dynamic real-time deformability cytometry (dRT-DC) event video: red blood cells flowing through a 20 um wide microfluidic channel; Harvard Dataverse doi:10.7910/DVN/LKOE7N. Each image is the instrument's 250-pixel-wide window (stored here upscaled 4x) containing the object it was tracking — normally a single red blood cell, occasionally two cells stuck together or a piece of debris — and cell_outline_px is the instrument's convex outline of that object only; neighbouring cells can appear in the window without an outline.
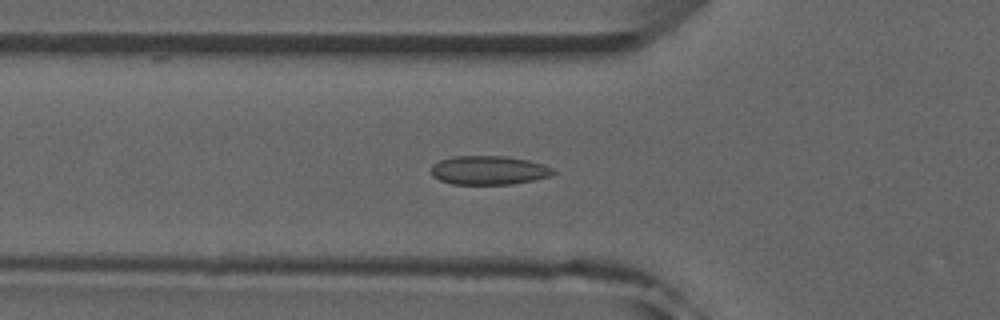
{"species": "common noctule bat (a hibernating species)", "species_latin": "Nyctalus noctula", "temperature_condition": "room temperature", "stored_images_in_passage": 52, "camera_frame_rate_fps": 3000, "um_per_image_px": 0.085, "animal": {"sex": "male", "forearm_length_mm": 52.5}, "frame": {"image": 1, "passage_image": 18, "time_ms": 5.667, "image_size_px": [1000, 320], "cell_outline_px": [[556, 172], [548, 176], [532, 180], [512, 184], [452, 184], [440, 180], [432, 176], [432, 164], [440, 160], [456, 156], [504, 156], [528, 160], [544, 164], [552, 168]], "centroid_in_image_um": [41.53, 14.47], "position_along_channel_um": 84.3, "area_um2": 20.4}}
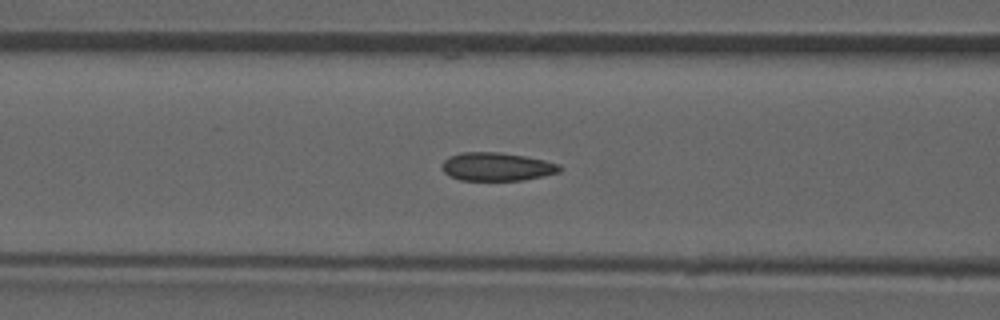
{"frame": {"image": 2, "passage_image": 21, "time_ms": 6.667, "image_size_px": [1000, 320], "cell_outline_px": [[564, 168], [560, 172], [524, 180], [460, 180], [448, 176], [440, 168], [440, 164], [448, 156], [460, 152], [496, 152], [524, 156], [544, 160], [560, 164]], "centroid_in_image_um": [42.19, 14.17], "position_along_channel_um": 124.4, "area_um2": 19.65}}
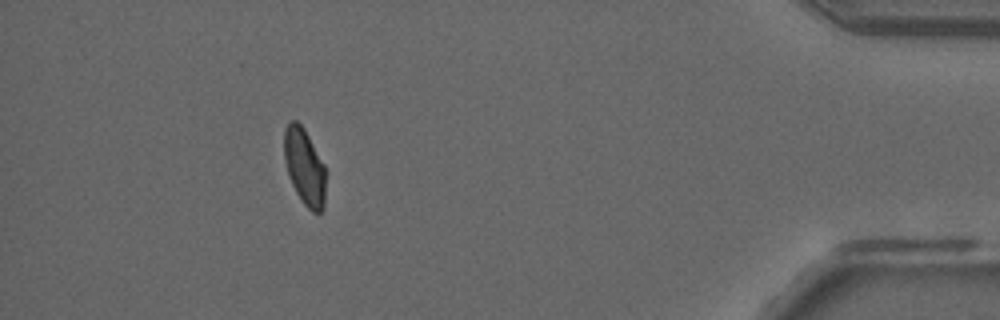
{"frame": {"image": 3, "passage_image": 47, "time_ms": 15.333, "image_size_px": [1000, 320], "cell_outline_px": [[324, 208], [320, 212], [312, 212], [304, 204], [296, 192], [292, 184], [288, 172], [284, 156], [284, 128], [292, 120], [296, 120], [304, 128], [324, 164]], "centroid_in_image_um": [25.87, 14.16], "position_along_channel_um": 409.3, "area_um2": 18.21}, "authors_computed_cell_mechanics": {"area_um2": 19.7387, "velocity_mm_per_s": 3.9537, "shape_relaxation_time_tau1_ms": null, "shape_relaxation_time_tau2_ms": 2.0538, "deformation_change_tau1": null, "deformation_change_tau2": 0.057}}